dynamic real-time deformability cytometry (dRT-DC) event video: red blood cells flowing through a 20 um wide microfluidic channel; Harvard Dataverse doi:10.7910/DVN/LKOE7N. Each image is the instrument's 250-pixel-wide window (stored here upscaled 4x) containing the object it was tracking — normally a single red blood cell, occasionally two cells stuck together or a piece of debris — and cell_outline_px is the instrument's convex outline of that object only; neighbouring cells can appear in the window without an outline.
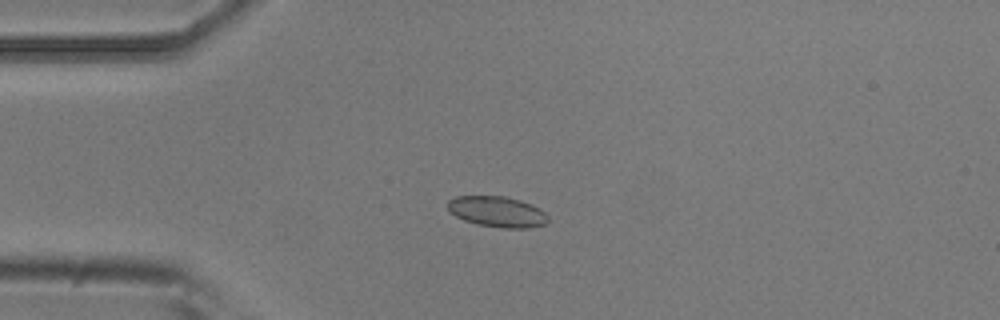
{"species": "common noctule bat (a hibernating species)", "species_latin": "Nyctalus noctula", "temperature_condition": "room temperature", "stored_images_in_passage": 8, "camera_frame_rate_fps": 3000, "um_per_image_px": 0.085, "animal": {"sex": "male", "body_mass_g": 20.5, "forearm_length_mm": 52.5}, "frame": {"image": 1, "passage_image": 2, "time_ms": 1.0, "image_size_px": [1000, 320], "cell_outline_px": [[548, 220], [544, 224], [528, 228], [500, 228], [476, 224], [464, 220], [456, 216], [448, 208], [448, 200], [456, 196], [508, 196], [520, 200], [540, 208], [548, 216]], "centroid_in_image_um": [42.27, 17.99], "position_along_channel_um": 42.7, "area_um2": 17.98}}
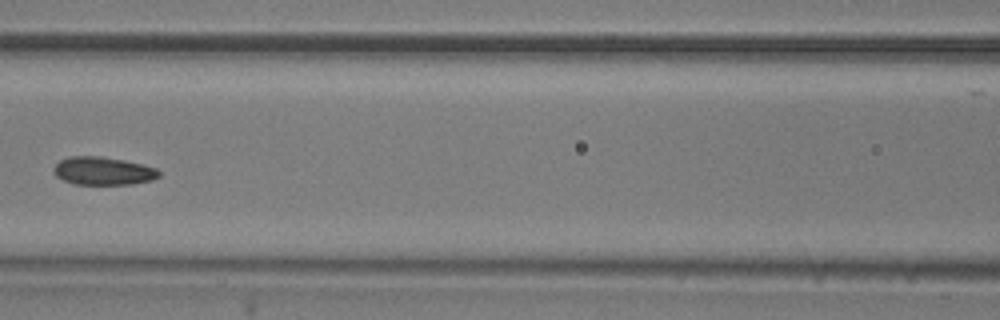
{"frame": {"image": 2, "passage_image": 5, "time_ms": 4.667, "image_size_px": [1000, 320], "cell_outline_px": [[160, 176], [152, 180], [132, 184], [76, 184], [64, 180], [56, 176], [52, 172], [52, 168], [60, 160], [68, 156], [100, 156], [124, 160], [144, 164], [156, 168], [160, 172]], "centroid_in_image_um": [8.76, 14.52], "position_along_channel_um": 157.8, "area_um2": 17.34}}
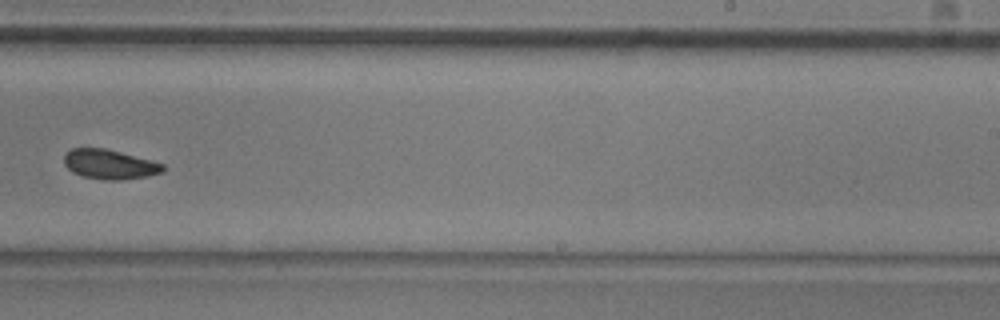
{"frame": {"image": 3, "passage_image": 8, "time_ms": 8.0, "image_size_px": [1000, 320], "cell_outline_px": [[164, 172], [148, 176], [124, 180], [104, 180], [84, 176], [72, 172], [64, 164], [64, 156], [72, 148], [108, 148], [152, 160], [164, 164]], "centroid_in_image_um": [9.35, 13.97], "position_along_channel_um": 279.6, "area_um2": 17.22}}